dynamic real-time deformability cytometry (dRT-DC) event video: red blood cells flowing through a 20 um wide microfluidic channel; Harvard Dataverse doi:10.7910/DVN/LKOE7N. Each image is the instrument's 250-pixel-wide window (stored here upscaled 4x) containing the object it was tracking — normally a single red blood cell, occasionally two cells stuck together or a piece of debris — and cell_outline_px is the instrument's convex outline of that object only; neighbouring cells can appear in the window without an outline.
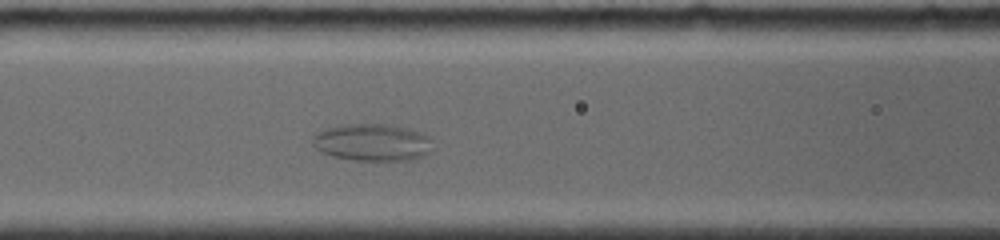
{"species": "common noctule bat (a hibernating species)", "species_latin": "Nyctalus noctula", "temperature_condition": "room temperature", "stored_images_in_passage": 28, "camera_frame_rate_fps": 4000, "um_per_image_px": 0.085, "animal": {"sex": "female", "body_mass_g": 19.0, "forearm_length_mm": 56.7}, "frame": {"image": 1, "passage_image": 10, "time_ms": 4.5, "image_size_px": [1000, 240], "cell_outline_px": [[432, 152], [424, 156], [412, 160], [356, 160], [332, 156], [320, 152], [312, 144], [312, 136], [316, 132], [328, 128], [344, 124], [384, 124], [408, 128], [424, 132], [428, 136]], "centroid_in_image_um": [31.65, 12.1], "position_along_channel_um": 135.0, "area_um2": 26.18}}
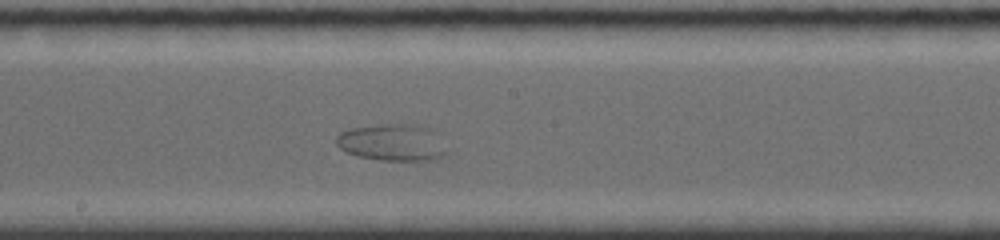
{"frame": {"image": 2, "passage_image": 15, "time_ms": 6.75, "image_size_px": [1000, 240], "cell_outline_px": [[448, 152], [444, 156], [428, 160], [380, 160], [356, 156], [344, 152], [336, 144], [336, 136], [340, 132], [352, 128], [380, 124], [420, 124], [432, 128]], "centroid_in_image_um": [33.33, 12.1], "position_along_channel_um": 214.9, "area_um2": 23.93}}
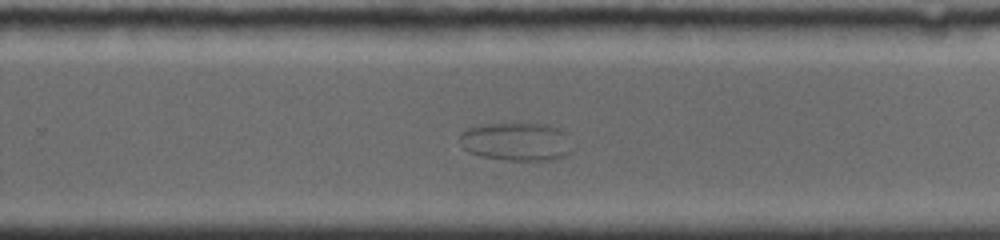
{"frame": {"image": 3, "passage_image": 19, "time_ms": 8.75, "image_size_px": [1000, 240], "cell_outline_px": [[568, 156], [552, 160], [504, 160], [480, 156], [468, 152], [464, 148], [460, 136], [460, 132], [468, 128], [480, 124], [548, 124], [568, 132]], "centroid_in_image_um": [43.88, 12.04], "position_along_channel_um": 285.9, "area_um2": 25.09}}